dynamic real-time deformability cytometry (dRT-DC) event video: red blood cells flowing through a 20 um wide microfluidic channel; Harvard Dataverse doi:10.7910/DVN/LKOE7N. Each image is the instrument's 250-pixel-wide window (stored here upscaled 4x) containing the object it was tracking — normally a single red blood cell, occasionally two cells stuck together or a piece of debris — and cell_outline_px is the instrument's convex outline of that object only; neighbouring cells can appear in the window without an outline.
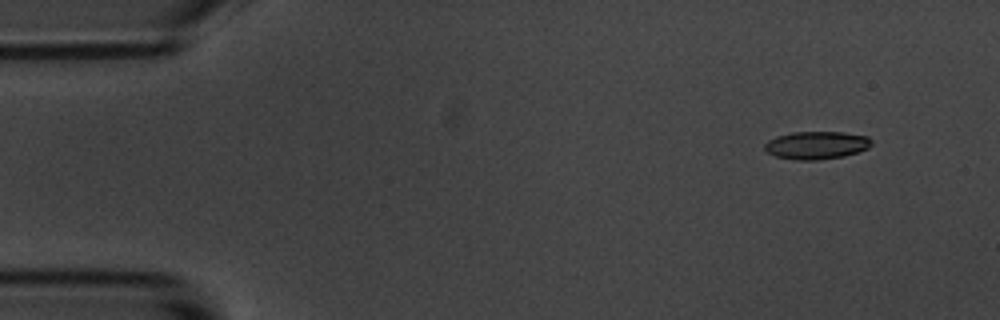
{"species": "common noctule bat (a hibernating species)", "species_latin": "Nyctalus noctula", "temperature_condition": "room temperature", "stored_images_in_passage": 4, "camera_frame_rate_fps": 3000, "um_per_image_px": 0.085, "animal": {"sex": "male", "body_mass_g": 20.1, "forearm_length_mm": 53.5}, "frame": {"image": 1, "passage_image": 1, "time_ms": 0.0, "image_size_px": [1000, 320], "cell_outline_px": [[872, 144], [868, 148], [844, 156], [816, 160], [796, 160], [776, 156], [768, 152], [764, 148], [764, 144], [768, 140], [776, 136], [792, 132], [844, 132], [868, 136], [872, 140]], "centroid_in_image_um": [69.4, 12.33], "position_along_channel_um": 15.6, "area_um2": 17.34}}
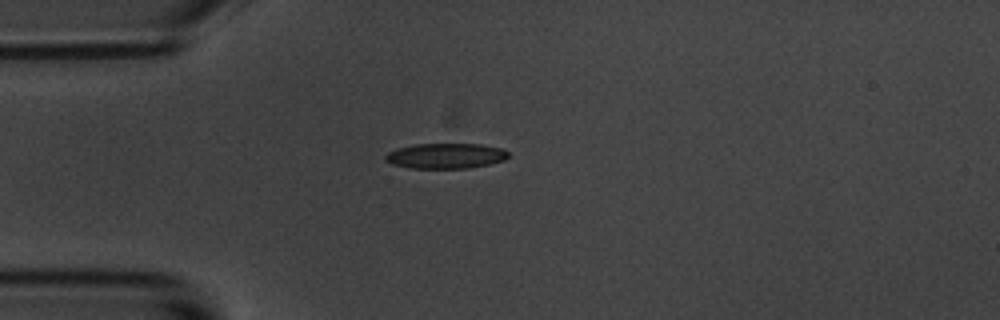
{"frame": {"image": 2, "passage_image": 4, "time_ms": 3.333, "image_size_px": [1000, 320], "cell_outline_px": [[508, 156], [504, 160], [488, 164], [468, 168], [408, 168], [392, 164], [384, 160], [384, 156], [388, 152], [396, 148], [416, 144], [480, 144], [500, 148], [508, 152]], "centroid_in_image_um": [37.83, 13.25], "position_along_channel_um": 47.2, "area_um2": 18.09}}